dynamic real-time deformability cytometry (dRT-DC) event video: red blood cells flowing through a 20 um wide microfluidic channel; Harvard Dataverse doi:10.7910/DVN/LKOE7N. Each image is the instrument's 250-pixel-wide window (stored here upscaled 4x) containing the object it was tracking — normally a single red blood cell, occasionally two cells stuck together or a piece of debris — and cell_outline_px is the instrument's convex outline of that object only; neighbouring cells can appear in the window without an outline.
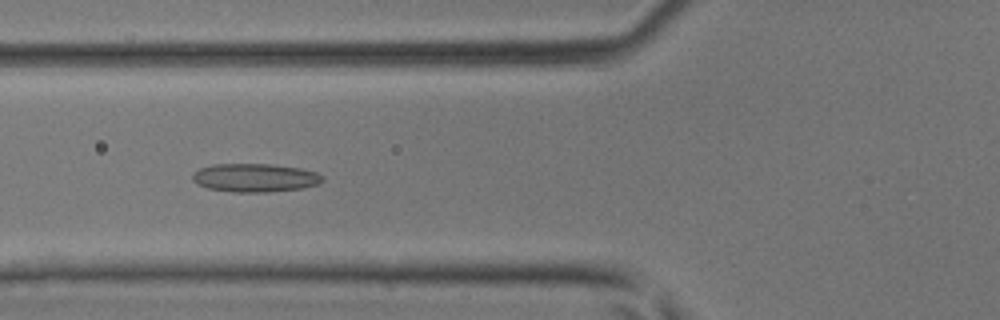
{"species": "common noctule bat (a hibernating species)", "species_latin": "Nyctalus noctula", "temperature_condition": "room temperature", "stored_images_in_passage": 46, "camera_frame_rate_fps": 3000, "um_per_image_px": 0.085, "animal": {"sex": "male", "body_mass_g": 17.9, "forearm_length_mm": 54.2}, "frame": {"image": 1, "passage_image": 18, "time_ms": 5.667, "image_size_px": [1000, 320], "cell_outline_px": [[324, 180], [320, 184], [300, 188], [268, 192], [232, 192], [208, 188], [192, 180], [192, 176], [200, 168], [212, 164], [268, 164], [300, 168], [316, 172], [324, 176]], "centroid_in_image_um": [21.7, 15.11], "position_along_channel_um": 104.1, "area_um2": 21.44}}
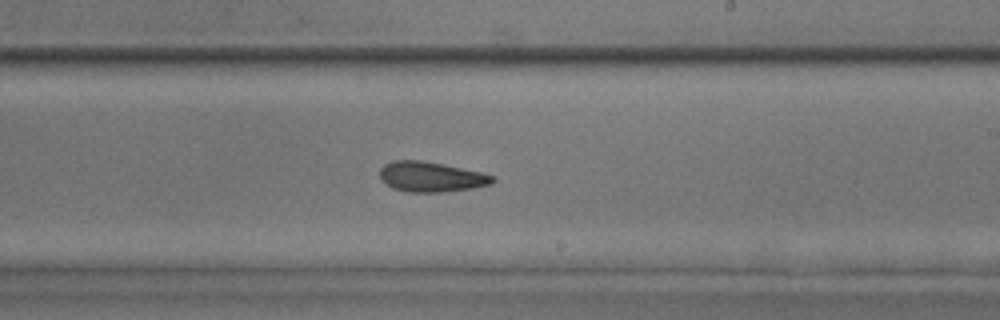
{"frame": {"image": 2, "passage_image": 28, "time_ms": 9.0, "image_size_px": [1000, 320], "cell_outline_px": [[496, 180], [492, 184], [472, 188], [440, 192], [408, 192], [392, 188], [380, 176], [380, 168], [384, 164], [392, 160], [420, 160], [480, 172], [492, 176]], "centroid_in_image_um": [36.62, 15.03], "position_along_channel_um": 252.4, "area_um2": 19.48}}
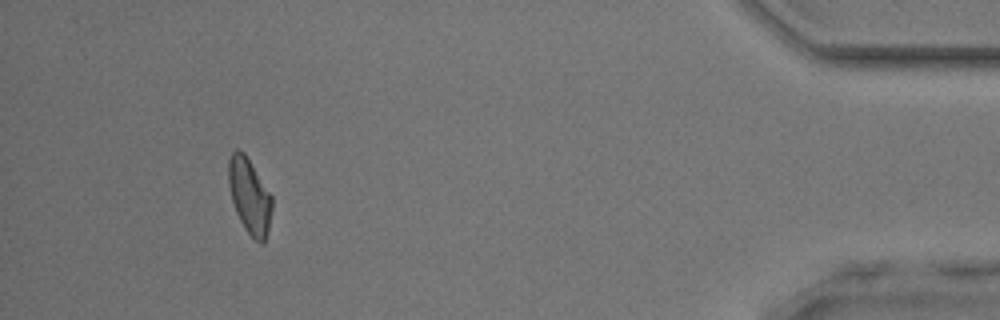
{"frame": {"image": 3, "passage_image": 43, "time_ms": 14.0, "image_size_px": [1000, 320], "cell_outline_px": [[272, 208], [268, 228], [264, 244], [260, 244], [248, 232], [240, 220], [236, 212], [232, 200], [228, 184], [228, 160], [232, 152], [236, 148], [240, 148], [244, 152], [272, 196]], "centroid_in_image_um": [21.19, 16.63], "position_along_channel_um": 414.0, "area_um2": 18.96}}